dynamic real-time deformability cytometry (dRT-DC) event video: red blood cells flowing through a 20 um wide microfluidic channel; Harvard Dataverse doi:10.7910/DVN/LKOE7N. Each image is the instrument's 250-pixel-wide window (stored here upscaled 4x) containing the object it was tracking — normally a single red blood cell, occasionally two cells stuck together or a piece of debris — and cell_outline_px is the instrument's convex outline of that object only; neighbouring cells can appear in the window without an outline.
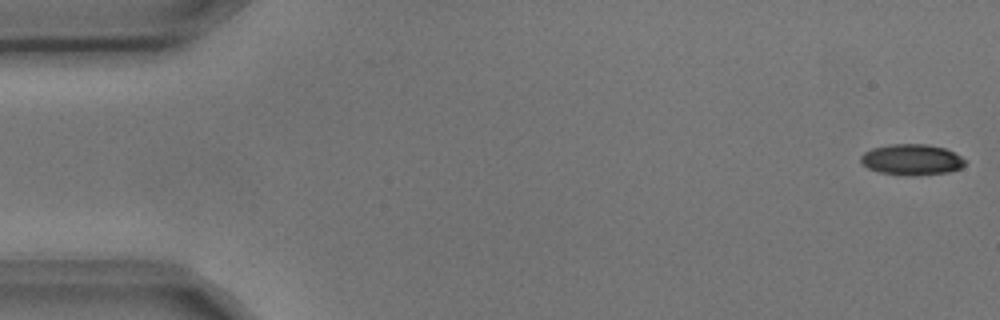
{"species": "common noctule bat (a hibernating species)", "species_latin": "Nyctalus noctula", "temperature_condition": "cold", "stored_images_in_passage": 4, "camera_frame_rate_fps": 3000, "um_per_image_px": 0.085, "animal": {"sex": "male", "body_mass_g": 17.9, "forearm_length_mm": 54.2}, "frame": {"image": 1, "passage_image": 1, "time_ms": 0.0, "image_size_px": [1000, 320], "cell_outline_px": [[968, 160], [960, 168], [948, 172], [916, 176], [908, 176], [880, 172], [868, 168], [860, 160], [860, 156], [864, 152], [872, 148], [892, 144], [928, 144], [944, 148]], "centroid_in_image_um": [77.5, 13.57], "position_along_channel_um": 7.5, "area_um2": 18.79}}
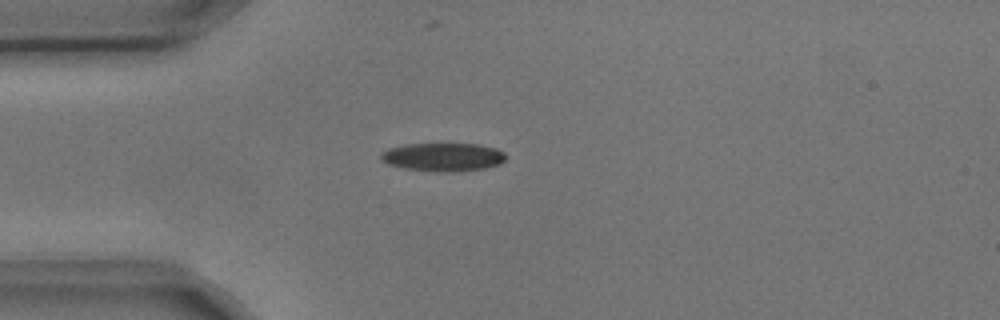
{"frame": {"image": 2, "passage_image": 4, "time_ms": 1.0, "image_size_px": [1000, 320], "cell_outline_px": [[504, 160], [500, 164], [484, 168], [452, 172], [440, 172], [404, 168], [388, 164], [380, 160], [380, 152], [388, 148], [408, 144], [476, 144], [496, 148], [504, 152]], "centroid_in_image_um": [37.62, 13.35], "position_along_channel_um": 47.4, "area_um2": 20.58}}